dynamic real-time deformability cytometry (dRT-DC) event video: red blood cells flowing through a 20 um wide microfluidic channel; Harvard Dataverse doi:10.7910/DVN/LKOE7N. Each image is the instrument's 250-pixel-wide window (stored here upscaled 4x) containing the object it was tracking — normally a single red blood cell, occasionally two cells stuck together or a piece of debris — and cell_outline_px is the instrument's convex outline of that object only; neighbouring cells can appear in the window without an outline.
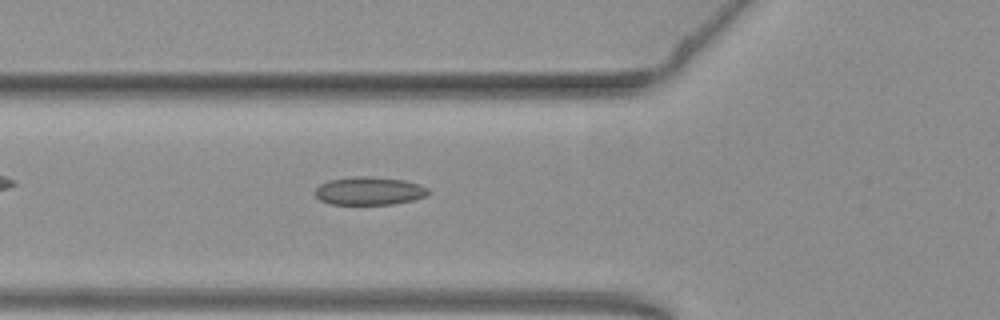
{"species": "common noctule bat (a hibernating species)", "species_latin": "Nyctalus noctula", "temperature_condition": "warm", "stored_images_in_passage": 41, "camera_frame_rate_fps": 3000, "um_per_image_px": 0.085, "animal": {"sex": "female", "body_mass_g": 19.3, "forearm_length_mm": 54.1}, "frame": {"image": 1, "passage_image": 8, "time_ms": 2.333, "image_size_px": [1000, 320], "cell_outline_px": [[432, 192], [428, 196], [412, 200], [392, 204], [328, 204], [320, 200], [316, 196], [316, 188], [320, 184], [328, 180], [360, 176], [368, 176], [404, 180], [420, 184], [428, 188]], "centroid_in_image_um": [31.42, 16.23], "position_along_channel_um": 94.4, "area_um2": 18.61}}
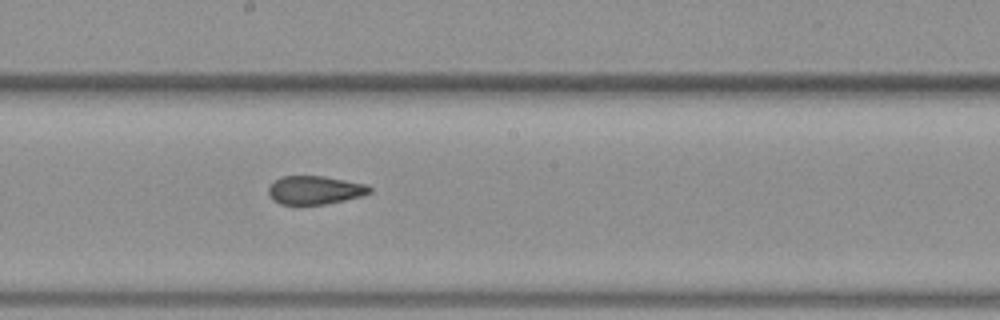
{"frame": {"image": 2, "passage_image": 18, "time_ms": 5.667, "image_size_px": [1000, 320], "cell_outline_px": [[372, 192], [360, 196], [344, 200], [324, 204], [280, 204], [272, 200], [268, 192], [268, 188], [280, 176], [324, 176], [368, 184], [372, 188]], "centroid_in_image_um": [26.78, 16.15], "position_along_channel_um": 221.4, "area_um2": 16.76}}
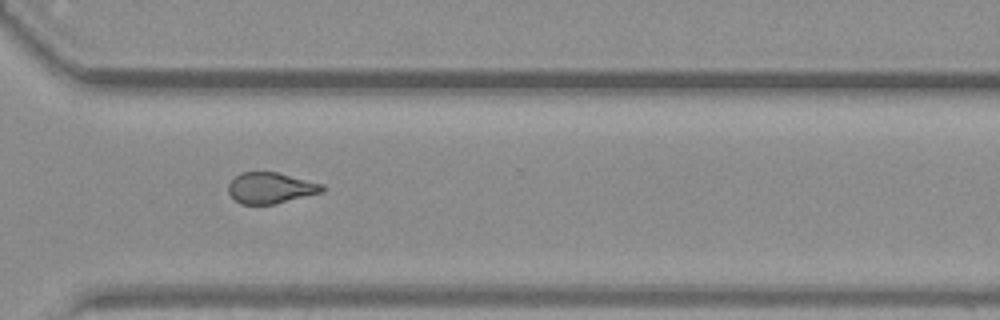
{"frame": {"image": 3, "passage_image": 28, "time_ms": 9.0, "image_size_px": [1000, 320], "cell_outline_px": [[324, 192], [276, 204], [240, 204], [228, 192], [228, 184], [240, 172], [276, 172], [324, 184]], "centroid_in_image_um": [23.02, 15.98], "position_along_channel_um": 347.6, "area_um2": 16.99}, "authors_computed_cell_mechanics": {"area_um2": 17.5134, "velocity_mm_per_s": 3.799, "shape_relaxation_time_tau1_ms": null, "shape_relaxation_time_tau2_ms": 2.0699, "deformation_change_tau1": null, "deformation_change_tau2": 0.0908}}